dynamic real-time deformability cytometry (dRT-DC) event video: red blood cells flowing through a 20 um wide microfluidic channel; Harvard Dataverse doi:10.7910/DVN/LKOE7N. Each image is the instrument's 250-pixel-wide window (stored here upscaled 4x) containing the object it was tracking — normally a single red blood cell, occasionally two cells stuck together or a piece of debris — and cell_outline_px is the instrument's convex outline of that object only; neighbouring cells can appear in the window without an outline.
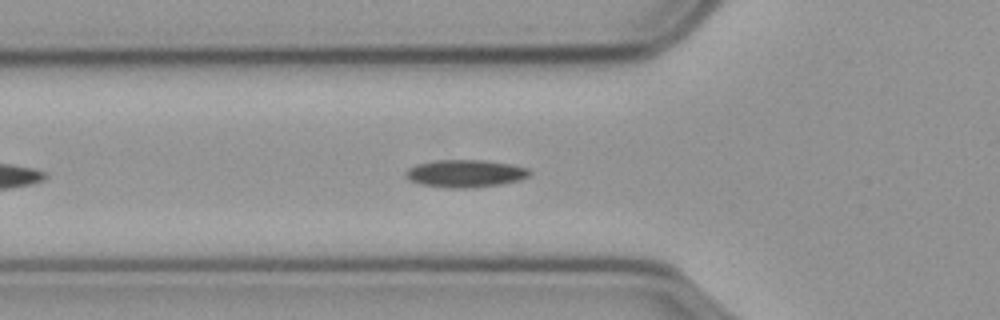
{"species": "common noctule bat (a hibernating species)", "species_latin": "Nyctalus noctula", "temperature_condition": "cold", "stored_images_in_passage": 20, "camera_frame_rate_fps": 3000, "um_per_image_px": 0.085, "animal": {"sex": "male", "body_mass_g": 23.1, "forearm_length_mm": 52.7}, "frame": {"image": 1, "passage_image": 9, "time_ms": 2.667, "image_size_px": [1000, 320], "cell_outline_px": [[532, 172], [528, 176], [520, 180], [500, 184], [472, 188], [444, 188], [420, 184], [408, 180], [404, 172], [408, 168], [416, 164], [436, 160], [480, 160], [508, 164], [528, 168]], "centroid_in_image_um": [39.51, 14.76], "position_along_channel_um": 86.3, "area_um2": 19.94}}
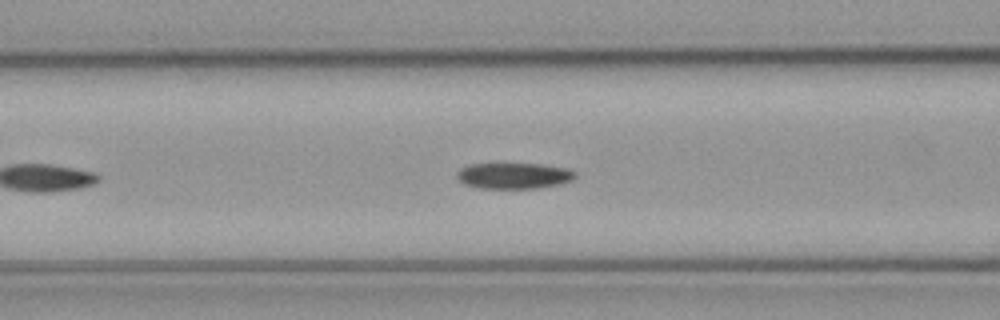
{"frame": {"image": 2, "passage_image": 12, "time_ms": 3.667, "image_size_px": [1000, 320], "cell_outline_px": [[576, 176], [572, 180], [560, 184], [536, 188], [480, 188], [464, 184], [456, 176], [456, 172], [460, 168], [472, 164], [500, 160], [544, 164], [568, 168], [576, 172]], "centroid_in_image_um": [43.66, 14.87], "position_along_channel_um": 122.9, "area_um2": 18.96}}
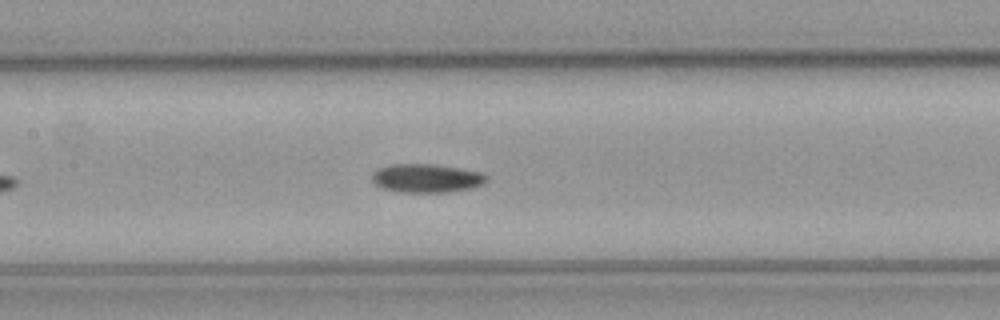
{"frame": {"image": 3, "passage_image": 16, "time_ms": 5.0, "image_size_px": [1000, 320], "cell_outline_px": [[488, 180], [484, 184], [472, 188], [448, 192], [400, 192], [380, 188], [372, 180], [372, 172], [380, 168], [392, 164], [432, 164], [480, 172], [488, 176]], "centroid_in_image_um": [36.25, 15.16], "position_along_channel_um": 171.1, "area_um2": 19.07}}